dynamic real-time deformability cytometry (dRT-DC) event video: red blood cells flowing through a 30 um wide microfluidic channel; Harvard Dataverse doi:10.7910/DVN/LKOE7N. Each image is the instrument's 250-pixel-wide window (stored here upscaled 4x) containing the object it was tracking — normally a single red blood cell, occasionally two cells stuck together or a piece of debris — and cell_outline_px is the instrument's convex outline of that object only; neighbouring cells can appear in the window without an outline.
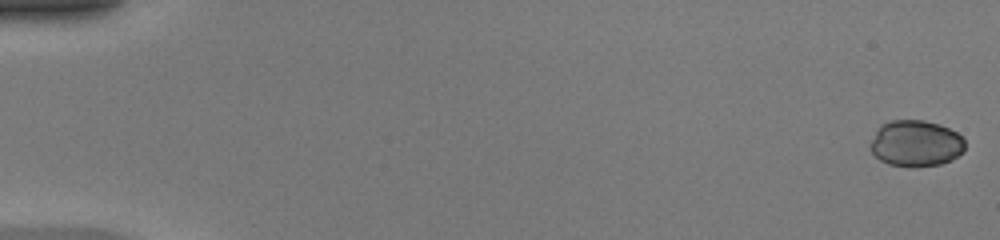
{"species": "common noctule bat (a hibernating species)", "species_latin": "Nyctalus noctula", "temperature_condition": "warm", "stored_images_in_passage": 36, "camera_frame_rate_fps": 3000, "um_per_image_px": 0.085, "animal": {"sex": "female", "body_mass_g": 20.0, "forearm_length_mm": 54.0}, "frame": {"image": 1, "passage_image": 1, "time_ms": 0.0, "image_size_px": [1000, 240], "cell_outline_px": [[964, 152], [952, 160], [940, 164], [916, 168], [908, 168], [888, 164], [880, 160], [872, 152], [868, 144], [876, 132], [884, 124], [892, 120], [924, 120], [940, 124], [956, 132], [964, 140]], "centroid_in_image_um": [77.85, 12.22], "position_along_channel_um": 7.2, "area_um2": 25.78}}
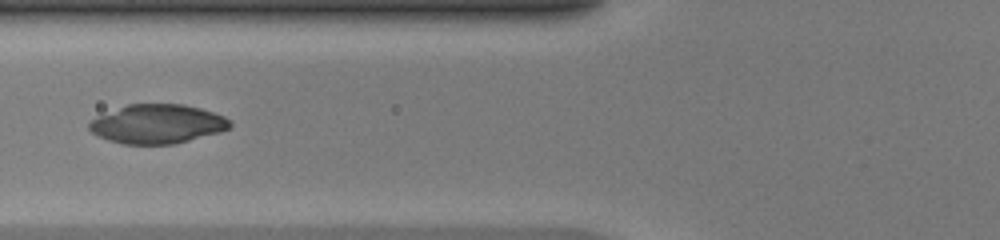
{"frame": {"image": 2, "passage_image": 21, "time_ms": 6.667, "image_size_px": [1000, 240], "cell_outline_px": [[232, 124], [228, 128], [220, 132], [172, 144], [124, 144], [108, 140], [92, 132], [88, 128], [88, 124], [92, 120], [100, 116], [128, 104], [184, 104], [200, 108], [224, 116], [232, 120]], "centroid_in_image_um": [13.41, 10.54], "position_along_channel_um": 112.4, "area_um2": 31.67}}
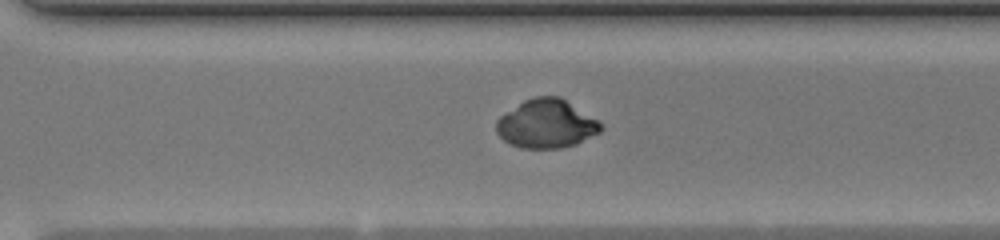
{"frame": {"image": 3, "passage_image": 36, "time_ms": 11.667, "image_size_px": [1000, 240], "cell_outline_px": [[604, 128], [600, 132], [576, 144], [560, 148], [520, 148], [508, 144], [496, 132], [496, 120], [500, 116], [524, 100], [536, 96], [560, 96], [600, 120]], "centroid_in_image_um": [46.46, 10.52], "position_along_channel_um": 324.1, "area_um2": 29.88}}